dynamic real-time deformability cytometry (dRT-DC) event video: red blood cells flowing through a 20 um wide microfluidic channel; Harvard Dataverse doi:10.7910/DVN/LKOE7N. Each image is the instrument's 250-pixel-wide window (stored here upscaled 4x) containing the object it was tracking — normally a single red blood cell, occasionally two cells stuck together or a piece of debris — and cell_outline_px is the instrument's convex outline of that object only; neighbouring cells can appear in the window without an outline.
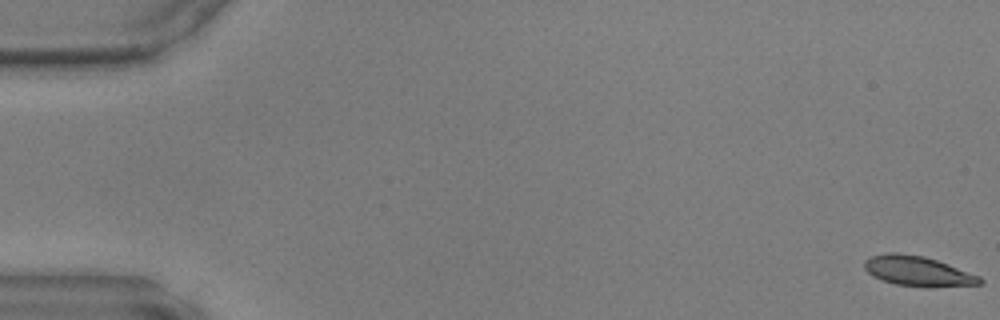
{"species": "common noctule bat (a hibernating species)", "species_latin": "Nyctalus noctula", "temperature_condition": "warm", "stored_images_in_passage": 48, "camera_frame_rate_fps": 3000, "um_per_image_px": 0.085, "animal": {"sex": "male", "body_mass_g": 17.9, "forearm_length_mm": 54.2}, "frame": {"image": 1, "passage_image": 1, "time_ms": 0.0, "image_size_px": [1000, 320], "cell_outline_px": [[984, 280], [980, 284], [896, 284], [872, 276], [864, 268], [864, 260], [872, 256], [888, 252], [896, 252], [924, 256], [948, 264], [980, 276]], "centroid_in_image_um": [77.93, 22.97], "position_along_channel_um": 7.1, "area_um2": 19.02}}
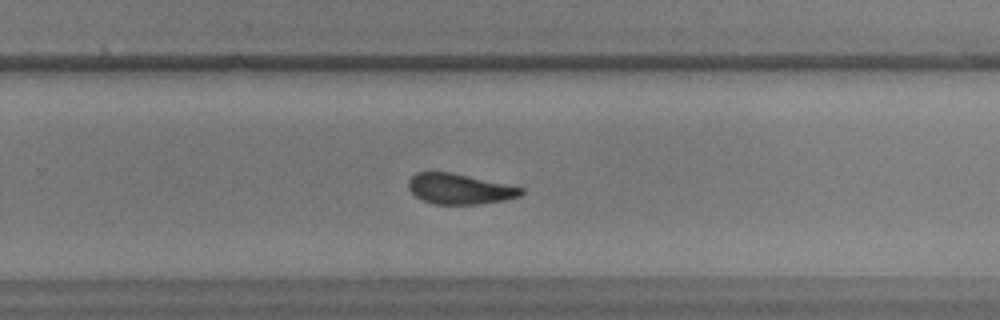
{"frame": {"image": 2, "passage_image": 32, "time_ms": 10.333, "image_size_px": [1000, 320], "cell_outline_px": [[524, 192], [520, 196], [504, 200], [476, 204], [432, 204], [416, 196], [408, 188], [408, 180], [416, 172], [448, 172], [524, 188]], "centroid_in_image_um": [39.04, 16.06], "position_along_channel_um": 290.8, "area_um2": 19.65}}
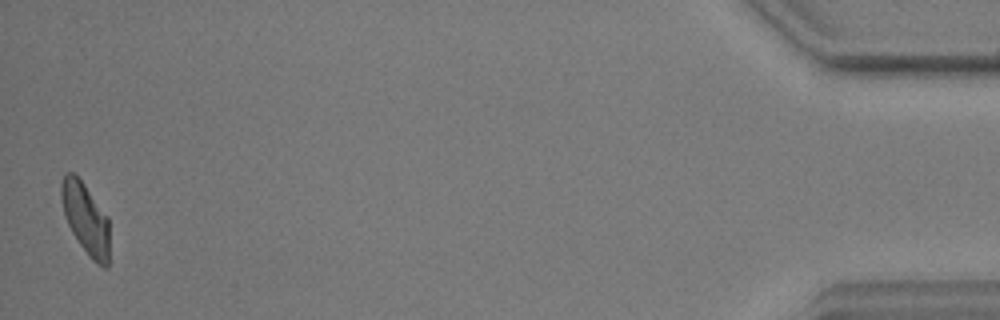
{"frame": {"image": 3, "passage_image": 48, "time_ms": 15.667, "image_size_px": [1000, 320], "cell_outline_px": [[108, 268], [104, 268], [96, 264], [92, 260], [80, 244], [72, 232], [68, 224], [64, 212], [60, 196], [60, 184], [64, 172], [72, 172], [84, 184], [108, 216]], "centroid_in_image_um": [7.27, 18.57], "position_along_channel_um": 427.9, "area_um2": 19.88}}